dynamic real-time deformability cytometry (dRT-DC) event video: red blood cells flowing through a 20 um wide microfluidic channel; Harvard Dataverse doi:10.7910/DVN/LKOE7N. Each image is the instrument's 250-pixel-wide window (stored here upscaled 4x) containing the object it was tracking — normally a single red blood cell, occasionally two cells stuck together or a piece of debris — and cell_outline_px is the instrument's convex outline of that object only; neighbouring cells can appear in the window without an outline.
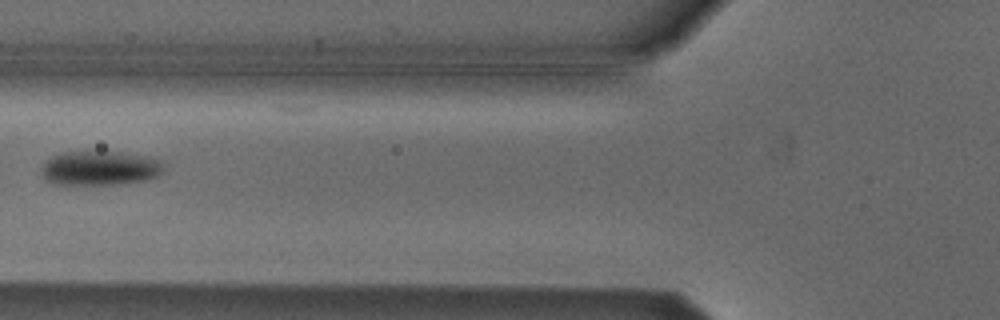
{"species": "Egyptian fruit bat (a non-hibernating species)", "species_latin": "Rousettus aegyptiacus", "temperature_condition": "cold", "stored_images_in_passage": 6, "camera_frame_rate_fps": 3000, "um_per_image_px": 0.085, "animal": {"sex": "male"}, "frame": {"image": 1, "passage_image": 6, "time_ms": 1.667, "image_size_px": [1000, 320], "cell_outline_px": [[164, 172], [156, 176], [144, 180], [120, 184], [52, 184], [44, 180], [40, 172], [40, 168], [44, 160], [60, 152], [120, 152], [144, 156], [160, 160], [164, 168]], "centroid_in_image_um": [8.42, 14.3], "position_along_channel_um": 117.4, "area_um2": 24.68}}